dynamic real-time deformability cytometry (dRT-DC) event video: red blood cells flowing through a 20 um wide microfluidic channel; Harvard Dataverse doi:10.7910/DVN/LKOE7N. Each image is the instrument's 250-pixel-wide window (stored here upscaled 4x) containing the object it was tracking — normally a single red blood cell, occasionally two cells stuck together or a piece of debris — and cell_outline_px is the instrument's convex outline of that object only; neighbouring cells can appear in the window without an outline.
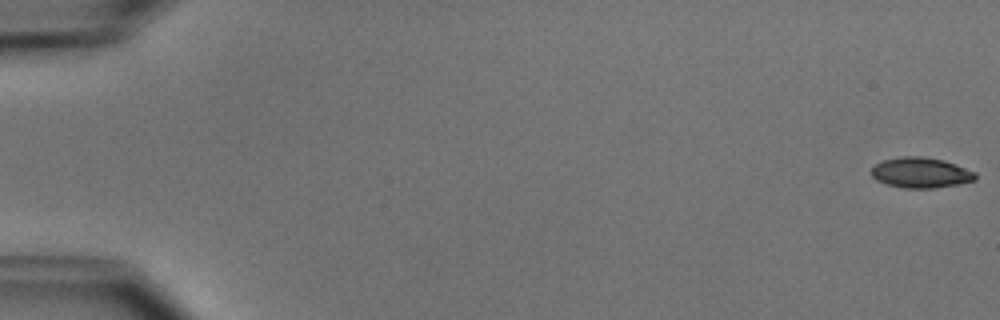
{"species": "common noctule bat (a hibernating species)", "species_latin": "Nyctalus noctula", "temperature_condition": "cold", "stored_images_in_passage": 4, "camera_frame_rate_fps": 3000, "um_per_image_px": 0.085, "animal": {"sex": "male", "body_mass_g": 15.6}, "frame": {"image": 1, "passage_image": 1, "time_ms": 0.0, "image_size_px": [1000, 320], "cell_outline_px": [[976, 180], [956, 184], [932, 188], [904, 188], [888, 184], [876, 180], [868, 172], [876, 164], [884, 160], [900, 156], [924, 156], [944, 160], [956, 164], [976, 172]], "centroid_in_image_um": [78.25, 14.66], "position_along_channel_um": 6.7, "area_um2": 18.5}}